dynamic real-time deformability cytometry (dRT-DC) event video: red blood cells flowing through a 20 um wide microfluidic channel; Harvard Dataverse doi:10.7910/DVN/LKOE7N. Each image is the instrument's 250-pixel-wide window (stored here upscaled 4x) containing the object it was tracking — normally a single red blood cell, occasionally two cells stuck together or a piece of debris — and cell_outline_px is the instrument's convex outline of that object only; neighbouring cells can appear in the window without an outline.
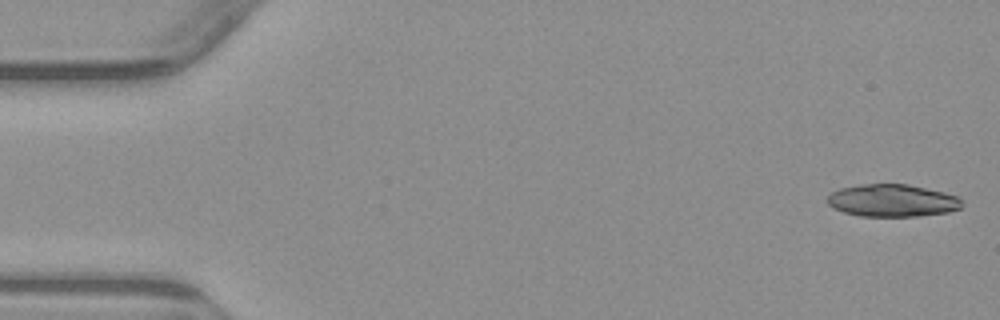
{"species": "common noctule bat (a hibernating species)", "species_latin": "Nyctalus noctula", "temperature_condition": "warm", "stored_images_in_passage": 5, "camera_frame_rate_fps": 3000, "um_per_image_px": 0.085, "animal": {"sex": "male", "body_mass_g": 23.1, "forearm_length_mm": 52.7}, "frame": {"image": 1, "passage_image": 1, "time_ms": 0.0, "image_size_px": [1000, 320], "cell_outline_px": [[964, 204], [960, 208], [948, 212], [916, 216], [860, 216], [844, 212], [832, 208], [828, 204], [828, 196], [832, 192], [840, 188], [860, 184], [908, 184], [944, 192], [960, 196], [964, 200]], "centroid_in_image_um": [75.88, 17.04], "position_along_channel_um": 9.1, "area_um2": 25.61}}